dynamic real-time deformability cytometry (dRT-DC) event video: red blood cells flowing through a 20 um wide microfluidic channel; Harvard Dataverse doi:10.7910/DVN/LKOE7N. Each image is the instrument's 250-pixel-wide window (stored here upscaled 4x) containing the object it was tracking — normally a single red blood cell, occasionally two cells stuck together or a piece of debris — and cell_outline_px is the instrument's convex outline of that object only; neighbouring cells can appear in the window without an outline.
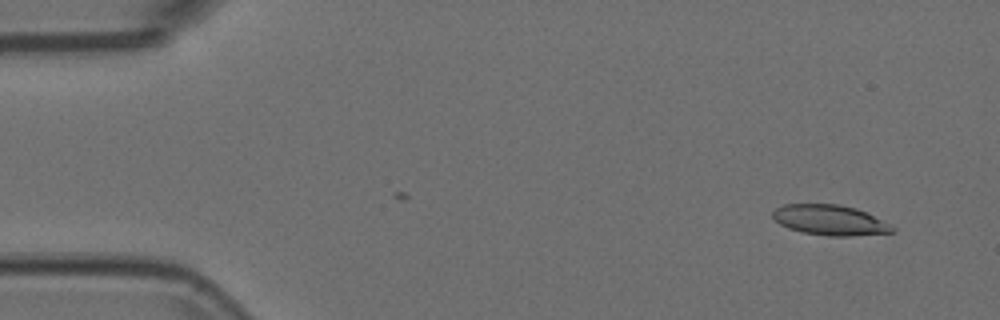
{"species": "Egyptian fruit bat (a non-hibernating species)", "species_latin": "Rousettus aegyptiacus", "temperature_condition": "room temperature", "stored_images_in_passage": 22, "camera_frame_rate_fps": 3000, "um_per_image_px": 0.085, "animal": {"sex": "female"}, "frame": {"image": 1, "passage_image": 2, "time_ms": 0.333, "image_size_px": [1000, 320], "cell_outline_px": [[896, 232], [848, 236], [828, 236], [804, 232], [788, 228], [780, 224], [772, 216], [772, 212], [776, 208], [784, 204], [840, 204], [856, 208], [892, 224], [896, 228]], "centroid_in_image_um": [70.58, 18.7], "position_along_channel_um": 14.4, "area_um2": 21.15}}
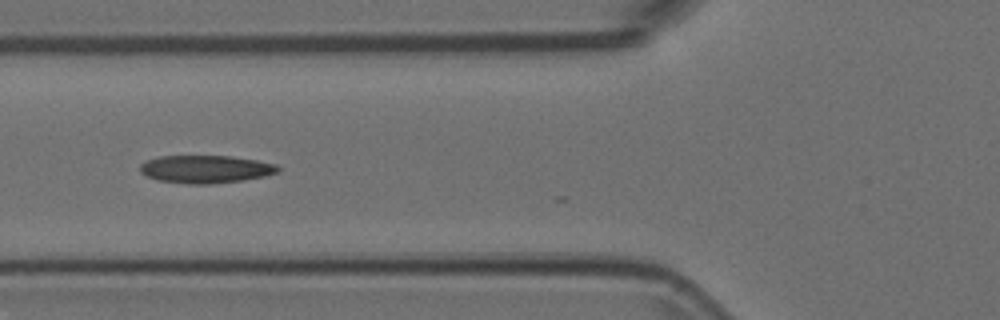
{"frame": {"image": 2, "passage_image": 18, "time_ms": 5.667, "image_size_px": [1000, 320], "cell_outline_px": [[280, 172], [264, 176], [240, 180], [208, 184], [188, 184], [156, 180], [140, 172], [140, 164], [148, 160], [160, 156], [232, 156], [256, 160], [276, 164], [280, 168]], "centroid_in_image_um": [17.48, 14.37], "position_along_channel_um": 108.3, "area_um2": 22.25}}
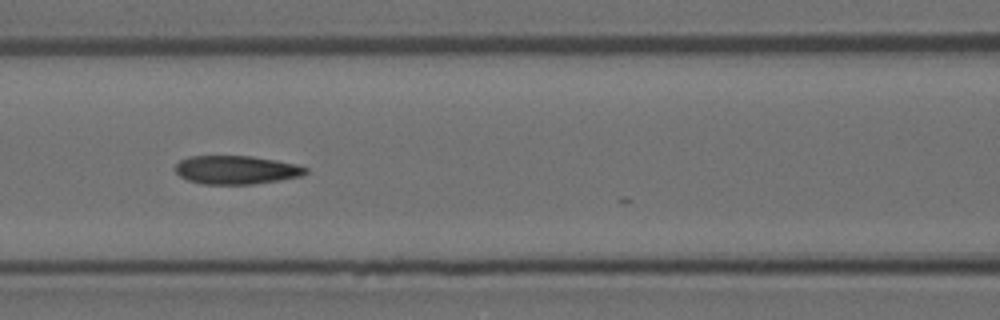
{"frame": {"image": 3, "passage_image": 21, "time_ms": 6.667, "image_size_px": [1000, 320], "cell_outline_px": [[308, 172], [300, 176], [280, 180], [252, 184], [204, 184], [188, 180], [180, 176], [176, 172], [176, 164], [180, 160], [192, 156], [252, 156], [276, 160], [296, 164], [308, 168]], "centroid_in_image_um": [20.1, 14.44], "position_along_channel_um": 146.5, "area_um2": 21.56}}